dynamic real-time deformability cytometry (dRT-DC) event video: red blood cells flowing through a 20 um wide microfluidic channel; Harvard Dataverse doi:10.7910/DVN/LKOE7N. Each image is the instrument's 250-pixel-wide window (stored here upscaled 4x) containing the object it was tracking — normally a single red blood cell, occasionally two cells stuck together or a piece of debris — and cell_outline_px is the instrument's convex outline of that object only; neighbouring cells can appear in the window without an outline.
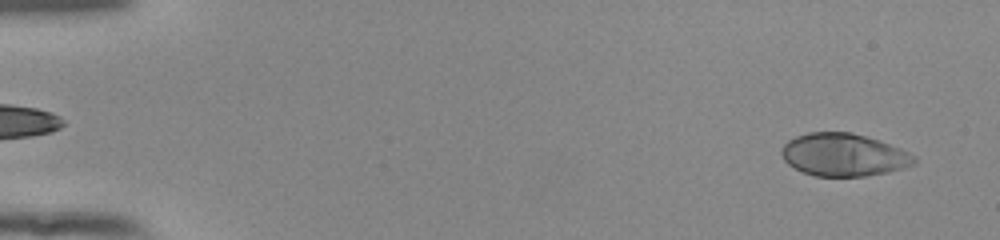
{"species": "human", "species_latin": "Homo sapiens", "temperature_condition": "room temperature", "stored_images_in_passage": 53, "camera_frame_rate_fps": 3000, "um_per_image_px": 0.085, "donor": {"sex": "female"}, "frame": {"image": 1, "passage_image": 3, "time_ms": 0.667, "image_size_px": [1000, 240], "cell_outline_px": [[916, 164], [904, 168], [888, 172], [864, 176], [816, 176], [804, 172], [788, 164], [784, 160], [780, 152], [784, 144], [788, 140], [796, 136], [808, 132], [852, 132], [900, 148], [916, 156]], "centroid_in_image_um": [71.71, 13.16], "position_along_channel_um": 13.3, "area_um2": 32.89}}
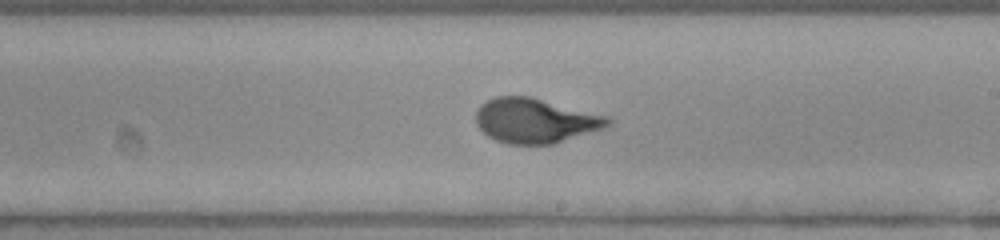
{"frame": {"image": 2, "passage_image": 32, "time_ms": 10.333, "image_size_px": [1000, 240], "cell_outline_px": [[612, 124], [604, 128], [552, 144], [508, 144], [496, 140], [488, 136], [476, 124], [476, 112], [480, 104], [496, 96], [532, 96], [612, 116]], "centroid_in_image_um": [45.55, 10.23], "position_along_channel_um": 243.4, "area_um2": 34.8}}
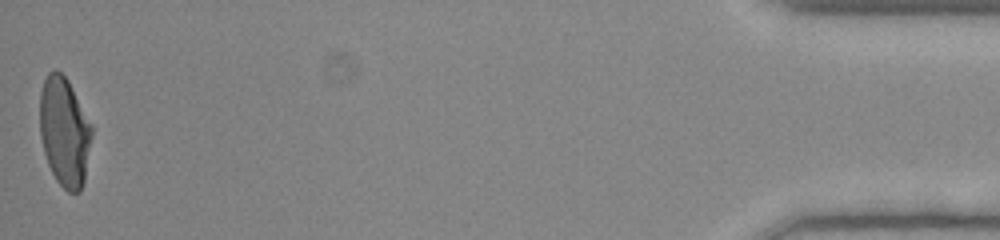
{"frame": {"image": 3, "passage_image": 53, "time_ms": 17.333, "image_size_px": [1000, 240], "cell_outline_px": [[92, 136], [84, 180], [80, 192], [68, 192], [56, 180], [48, 164], [44, 152], [40, 136], [40, 92], [44, 80], [48, 72], [56, 68], [68, 80], [92, 124]], "centroid_in_image_um": [5.48, 11.18], "position_along_channel_um": 429.7, "area_um2": 33.12}, "authors_computed_cell_mechanics": {"area_um2": 33.2928, "velocity_mm_per_s": 3.9034, "shape_relaxation_time_tau1_ms": 3.5419, "shape_relaxation_time_tau2_ms": null, "deformation_change_tau1": 0.2177, "deformation_change_tau2": null}}